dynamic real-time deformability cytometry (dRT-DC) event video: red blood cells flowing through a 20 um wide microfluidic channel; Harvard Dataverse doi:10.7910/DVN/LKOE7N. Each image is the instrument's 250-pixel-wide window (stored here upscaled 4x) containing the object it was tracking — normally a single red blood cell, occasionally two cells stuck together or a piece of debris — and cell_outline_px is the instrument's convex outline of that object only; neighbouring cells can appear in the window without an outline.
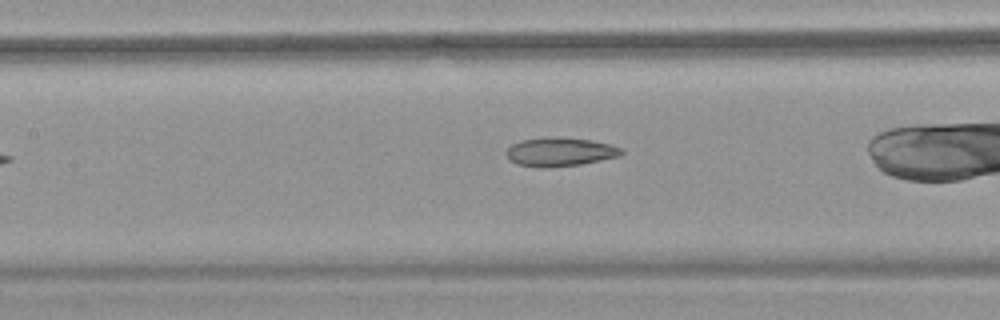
{"species": "common noctule bat (a hibernating species)", "species_latin": "Nyctalus noctula", "temperature_condition": "warm", "stored_images_in_passage": 28, "camera_frame_rate_fps": 3000, "um_per_image_px": 0.085, "animal": {"sex": "female", "body_mass_g": 18.4}, "frame": {"image": 1, "passage_image": 9, "time_ms": 2.667, "image_size_px": [1000, 320], "cell_outline_px": [[624, 152], [620, 156], [580, 164], [516, 164], [508, 160], [504, 152], [512, 144], [520, 140], [544, 136], [592, 140], [608, 144], [620, 148]], "centroid_in_image_um": [47.58, 12.85], "position_along_channel_um": 159.8, "area_um2": 18.44}}
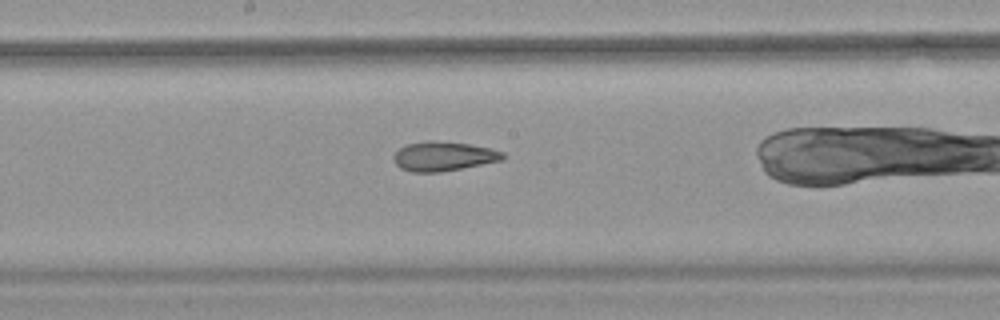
{"frame": {"image": 2, "passage_image": 13, "time_ms": 4.0, "image_size_px": [1000, 320], "cell_outline_px": [[504, 160], [440, 172], [412, 172], [400, 168], [392, 160], [392, 156], [404, 144], [428, 140], [432, 140], [468, 144], [492, 148], [504, 152]], "centroid_in_image_um": [37.67, 13.28], "position_along_channel_um": 210.5, "area_um2": 18.84}}